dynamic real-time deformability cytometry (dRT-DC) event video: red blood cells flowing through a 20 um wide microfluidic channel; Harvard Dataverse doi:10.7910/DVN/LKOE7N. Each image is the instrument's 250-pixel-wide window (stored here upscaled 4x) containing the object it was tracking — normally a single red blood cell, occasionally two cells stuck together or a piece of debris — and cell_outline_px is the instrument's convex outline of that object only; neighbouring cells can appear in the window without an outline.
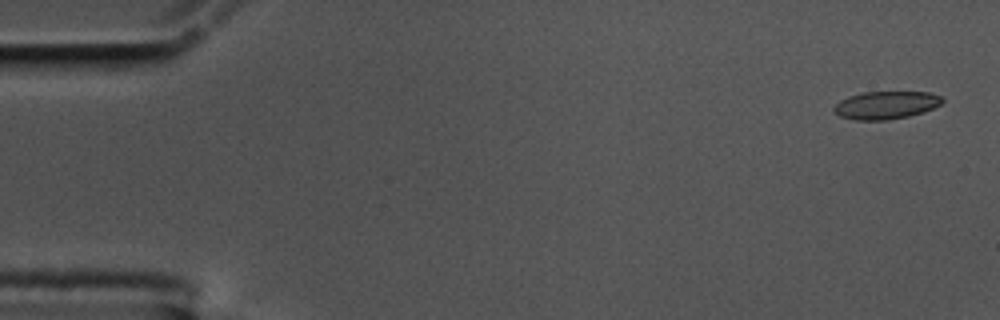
{"species": "common noctule bat (a hibernating species)", "species_latin": "Nyctalus noctula", "temperature_condition": "cold", "stored_images_in_passage": 57, "camera_frame_rate_fps": 3000, "um_per_image_px": 0.085, "animal": {"sex": "male", "body_mass_g": 17.5, "forearm_length_mm": 52.3}, "frame": {"image": 1, "passage_image": 2, "time_ms": 0.333, "image_size_px": [1000, 320], "cell_outline_px": [[944, 100], [940, 104], [924, 112], [908, 116], [888, 120], [856, 120], [840, 116], [832, 112], [832, 108], [840, 100], [848, 96], [864, 92], [928, 92], [944, 96]], "centroid_in_image_um": [75.3, 8.93], "position_along_channel_um": 9.7, "area_um2": 17.69}}
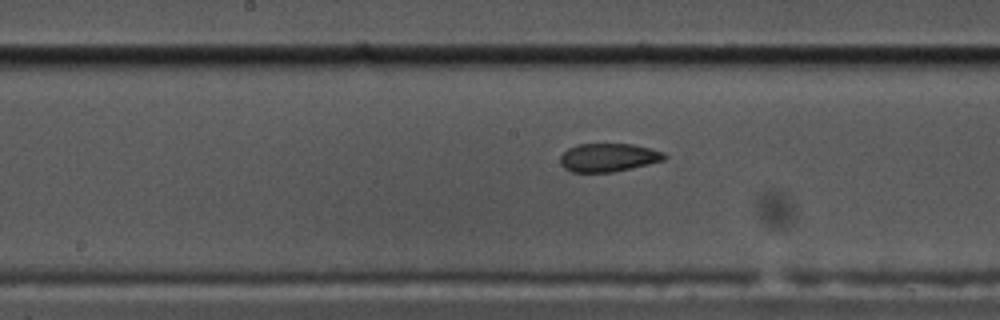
{"frame": {"image": 2, "passage_image": 29, "time_ms": 9.333, "image_size_px": [1000, 320], "cell_outline_px": [[668, 156], [664, 160], [632, 168], [612, 172], [572, 172], [564, 168], [560, 164], [560, 156], [568, 148], [576, 144], [632, 144], [664, 152]], "centroid_in_image_um": [51.69, 13.39], "position_along_channel_um": 196.5, "area_um2": 17.22}}
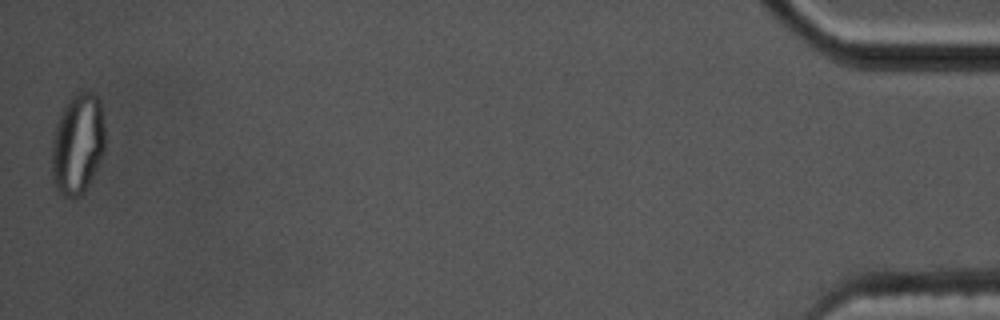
{"frame": {"image": 3, "passage_image": 57, "time_ms": 18.667, "image_size_px": [1000, 320], "cell_outline_px": [[104, 152], [84, 192], [80, 196], [72, 200], [64, 196], [56, 188], [52, 176], [52, 140], [60, 116], [68, 100], [76, 92], [92, 92], [100, 100], [104, 128]], "centroid_in_image_um": [6.6, 12.26], "position_along_channel_um": 428.6, "area_um2": 31.04}, "authors_computed_cell_mechanics": {"area_um2": 18.2648, "velocity_mm_per_s": 3.4924, "shape_relaxation_time_tau1_ms": null, "shape_relaxation_time_tau2_ms": 1.7607, "deformation_change_tau1": null, "deformation_change_tau2": 0.0725}}